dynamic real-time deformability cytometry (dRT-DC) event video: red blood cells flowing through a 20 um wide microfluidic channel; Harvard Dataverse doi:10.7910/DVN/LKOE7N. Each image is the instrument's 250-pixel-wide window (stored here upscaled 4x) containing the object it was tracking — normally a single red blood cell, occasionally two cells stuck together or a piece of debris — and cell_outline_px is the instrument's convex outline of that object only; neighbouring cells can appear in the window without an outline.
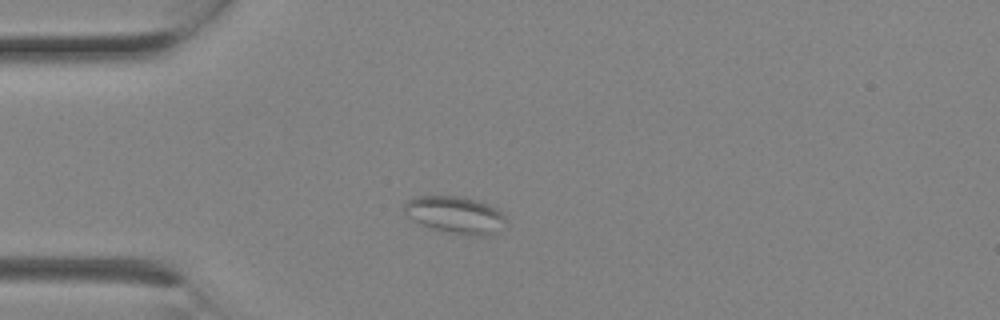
{"species": "Egyptian fruit bat (a non-hibernating species)", "species_latin": "Rousettus aegyptiacus", "temperature_condition": "room temperature", "stored_images_in_passage": 3, "camera_frame_rate_fps": 3000, "um_per_image_px": 0.085, "animal": {"sex": "female"}, "frame": {"image": 1, "passage_image": 3, "time_ms": 0.667, "image_size_px": [1000, 320], "cell_outline_px": [[504, 220], [488, 236], [472, 236], [432, 228], [420, 224], [404, 216], [404, 204], [408, 200], [416, 196], [464, 196], [488, 204], [496, 208], [504, 216]], "centroid_in_image_um": [38.6, 18.24], "position_along_channel_um": 46.4, "area_um2": 21.62}}